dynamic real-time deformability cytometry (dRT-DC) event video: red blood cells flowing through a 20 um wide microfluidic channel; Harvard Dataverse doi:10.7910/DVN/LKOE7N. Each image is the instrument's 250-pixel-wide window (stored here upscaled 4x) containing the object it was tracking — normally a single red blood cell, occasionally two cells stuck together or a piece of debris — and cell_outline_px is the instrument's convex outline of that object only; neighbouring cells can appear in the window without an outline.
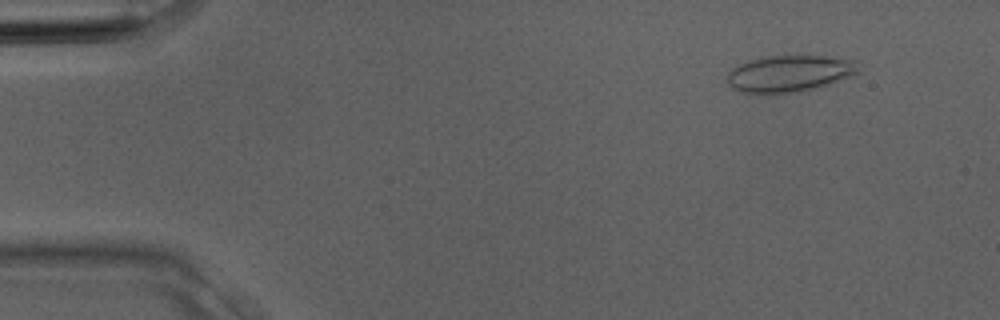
{"species": "Egyptian fruit bat (a non-hibernating species)", "species_latin": "Rousettus aegyptiacus", "temperature_condition": "room temperature", "stored_images_in_passage": 4, "camera_frame_rate_fps": 3000, "um_per_image_px": 0.085, "animal": {"sex": "male"}, "frame": {"image": 1, "passage_image": 2, "time_ms": 0.333, "image_size_px": [1000, 320], "cell_outline_px": [[860, 72], [828, 84], [816, 88], [800, 92], [768, 96], [744, 92], [732, 88], [728, 84], [728, 72], [732, 68], [740, 64], [752, 60], [768, 56], [824, 56], [852, 60]], "centroid_in_image_um": [67.04, 6.3], "position_along_channel_um": 18.0, "area_um2": 28.09}}